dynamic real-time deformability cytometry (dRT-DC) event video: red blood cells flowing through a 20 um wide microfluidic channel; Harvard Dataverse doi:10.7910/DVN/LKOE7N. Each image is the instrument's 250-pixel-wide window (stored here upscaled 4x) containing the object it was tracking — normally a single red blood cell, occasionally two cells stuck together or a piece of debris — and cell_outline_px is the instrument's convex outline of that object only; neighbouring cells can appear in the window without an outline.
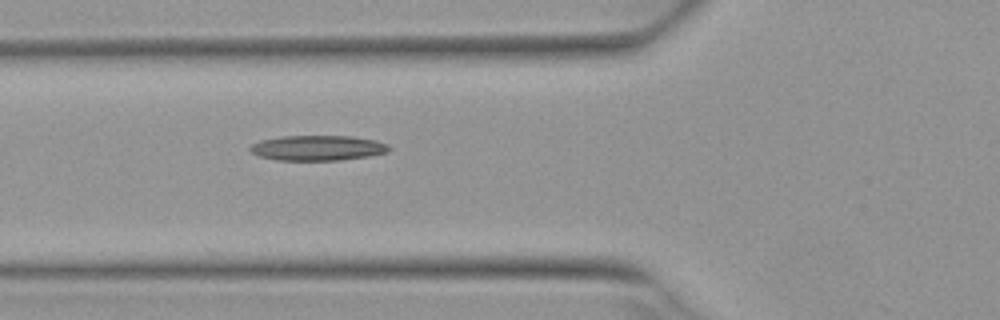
{"species": "Egyptian fruit bat (a non-hibernating species)", "species_latin": "Rousettus aegyptiacus", "temperature_condition": "warm", "stored_images_in_passage": 3, "camera_frame_rate_fps": 3000, "um_per_image_px": 0.085, "animal": {"sex": "female"}, "frame": {"image": 1, "passage_image": 3, "time_ms": 0.667, "image_size_px": [1000, 320], "cell_outline_px": [[392, 148], [388, 152], [368, 156], [340, 160], [276, 160], [260, 156], [252, 152], [248, 148], [252, 144], [260, 140], [280, 136], [352, 136], [376, 140], [388, 144]], "centroid_in_image_um": [27.02, 12.57], "position_along_channel_um": 98.8, "area_um2": 20.46}}